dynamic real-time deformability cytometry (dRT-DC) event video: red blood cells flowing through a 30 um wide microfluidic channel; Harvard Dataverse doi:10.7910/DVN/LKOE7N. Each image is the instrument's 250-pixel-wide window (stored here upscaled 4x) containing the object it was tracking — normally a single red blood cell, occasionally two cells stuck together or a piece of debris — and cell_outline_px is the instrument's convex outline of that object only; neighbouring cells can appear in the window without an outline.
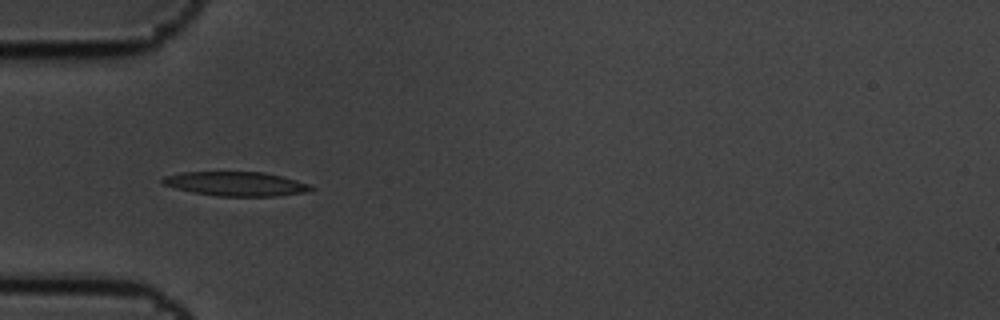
{"species": "common noctule bat (a hibernating species)", "species_latin": "Nyctalus noctula", "temperature_condition": "cold", "stored_images_in_passage": 14, "camera_frame_rate_fps": 3000, "um_per_image_px": 0.085, "animal": {"sex": "male", "body_mass_g": 19.5, "forearm_length_mm": 54.6}, "frame": {"image": 1, "passage_image": 4, "time_ms": 1.0, "image_size_px": [1000, 320], "cell_outline_px": [[316, 188], [304, 192], [276, 196], [216, 196], [192, 192], [176, 188], [164, 184], [160, 180], [164, 176], [180, 172], [264, 172], [296, 180], [308, 184]], "centroid_in_image_um": [20.03, 15.62], "position_along_channel_um": 65.0, "area_um2": 20.81}}
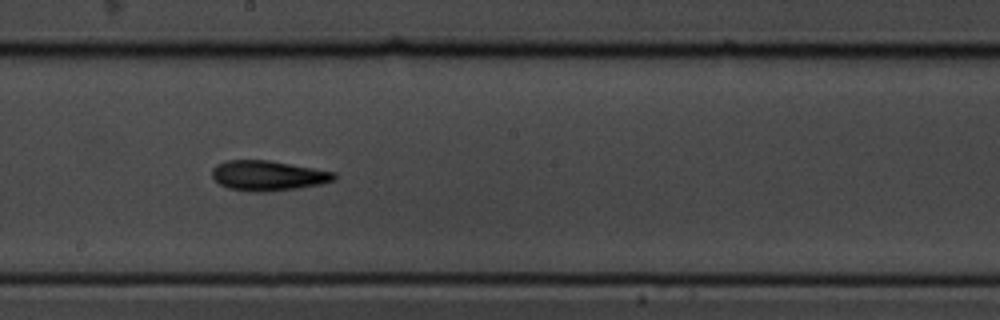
{"frame": {"image": 2, "passage_image": 8, "time_ms": 2.333, "image_size_px": [1000, 320], "cell_outline_px": [[336, 180], [320, 184], [296, 188], [264, 192], [256, 192], [228, 188], [220, 184], [212, 176], [212, 168], [216, 164], [224, 160], [268, 160], [336, 172]], "centroid_in_image_um": [22.77, 14.92], "position_along_channel_um": 225.4, "area_um2": 21.33}}
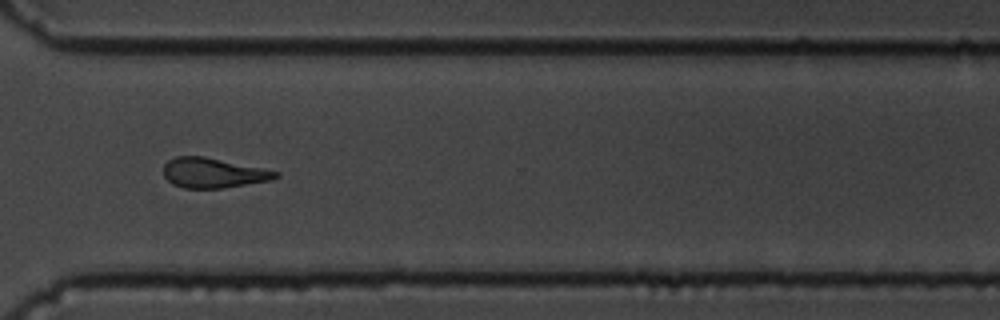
{"frame": {"image": 3, "passage_image": 11, "time_ms": 3.333, "image_size_px": [1000, 320], "cell_outline_px": [[280, 176], [272, 180], [224, 188], [184, 188], [172, 184], [164, 176], [164, 164], [168, 160], [176, 156], [204, 156], [280, 172]], "centroid_in_image_um": [18.12, 14.7], "position_along_channel_um": 352.5, "area_um2": 19.54}}